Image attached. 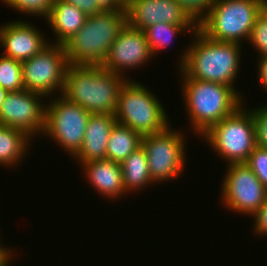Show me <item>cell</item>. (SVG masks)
<instances>
[{"instance_id":"obj_20","label":"cell","mask_w":267,"mask_h":266,"mask_svg":"<svg viewBox=\"0 0 267 266\" xmlns=\"http://www.w3.org/2000/svg\"><path fill=\"white\" fill-rule=\"evenodd\" d=\"M121 169L124 188L128 194L144 190L146 186L154 184L149 173L147 155L142 146L121 163Z\"/></svg>"},{"instance_id":"obj_8","label":"cell","mask_w":267,"mask_h":266,"mask_svg":"<svg viewBox=\"0 0 267 266\" xmlns=\"http://www.w3.org/2000/svg\"><path fill=\"white\" fill-rule=\"evenodd\" d=\"M49 98L45 107L44 137L55 140L72 158L80 151L91 113L62 95ZM52 99V101L50 100Z\"/></svg>"},{"instance_id":"obj_22","label":"cell","mask_w":267,"mask_h":266,"mask_svg":"<svg viewBox=\"0 0 267 266\" xmlns=\"http://www.w3.org/2000/svg\"><path fill=\"white\" fill-rule=\"evenodd\" d=\"M197 29L198 26L157 23L146 28L144 30V34L154 57V55H157L159 52H161L160 50L168 48V45H171V42L174 41L173 38L175 36L186 32L193 34Z\"/></svg>"},{"instance_id":"obj_35","label":"cell","mask_w":267,"mask_h":266,"mask_svg":"<svg viewBox=\"0 0 267 266\" xmlns=\"http://www.w3.org/2000/svg\"><path fill=\"white\" fill-rule=\"evenodd\" d=\"M14 257H12L4 266H10V264L9 263H11L12 261V259H13Z\"/></svg>"},{"instance_id":"obj_3","label":"cell","mask_w":267,"mask_h":266,"mask_svg":"<svg viewBox=\"0 0 267 266\" xmlns=\"http://www.w3.org/2000/svg\"><path fill=\"white\" fill-rule=\"evenodd\" d=\"M181 82L187 118L192 133L199 138L243 105L241 92L225 84L199 79H181Z\"/></svg>"},{"instance_id":"obj_21","label":"cell","mask_w":267,"mask_h":266,"mask_svg":"<svg viewBox=\"0 0 267 266\" xmlns=\"http://www.w3.org/2000/svg\"><path fill=\"white\" fill-rule=\"evenodd\" d=\"M142 137L128 126L116 122L108 140L106 159L121 164L132 152L141 147Z\"/></svg>"},{"instance_id":"obj_31","label":"cell","mask_w":267,"mask_h":266,"mask_svg":"<svg viewBox=\"0 0 267 266\" xmlns=\"http://www.w3.org/2000/svg\"><path fill=\"white\" fill-rule=\"evenodd\" d=\"M258 64L256 67H258L257 72L258 75L257 79L259 80L258 83H260L264 89V91H267V55L258 56Z\"/></svg>"},{"instance_id":"obj_13","label":"cell","mask_w":267,"mask_h":266,"mask_svg":"<svg viewBox=\"0 0 267 266\" xmlns=\"http://www.w3.org/2000/svg\"><path fill=\"white\" fill-rule=\"evenodd\" d=\"M152 58L154 57L144 31L126 24L110 47L102 67L127 78L125 75L127 69L129 71L139 69Z\"/></svg>"},{"instance_id":"obj_19","label":"cell","mask_w":267,"mask_h":266,"mask_svg":"<svg viewBox=\"0 0 267 266\" xmlns=\"http://www.w3.org/2000/svg\"><path fill=\"white\" fill-rule=\"evenodd\" d=\"M32 141L25 132L0 124V166H18Z\"/></svg>"},{"instance_id":"obj_28","label":"cell","mask_w":267,"mask_h":266,"mask_svg":"<svg viewBox=\"0 0 267 266\" xmlns=\"http://www.w3.org/2000/svg\"><path fill=\"white\" fill-rule=\"evenodd\" d=\"M198 24L209 12L215 0H175Z\"/></svg>"},{"instance_id":"obj_15","label":"cell","mask_w":267,"mask_h":266,"mask_svg":"<svg viewBox=\"0 0 267 266\" xmlns=\"http://www.w3.org/2000/svg\"><path fill=\"white\" fill-rule=\"evenodd\" d=\"M37 28L25 20H13L1 25L0 46L4 49L2 55L24 62L39 53L50 42Z\"/></svg>"},{"instance_id":"obj_4","label":"cell","mask_w":267,"mask_h":266,"mask_svg":"<svg viewBox=\"0 0 267 266\" xmlns=\"http://www.w3.org/2000/svg\"><path fill=\"white\" fill-rule=\"evenodd\" d=\"M126 24V7H113L88 16L84 26L63 44L68 63L102 66L110 47Z\"/></svg>"},{"instance_id":"obj_27","label":"cell","mask_w":267,"mask_h":266,"mask_svg":"<svg viewBox=\"0 0 267 266\" xmlns=\"http://www.w3.org/2000/svg\"><path fill=\"white\" fill-rule=\"evenodd\" d=\"M250 110L255 123L256 145L267 149V103Z\"/></svg>"},{"instance_id":"obj_5","label":"cell","mask_w":267,"mask_h":266,"mask_svg":"<svg viewBox=\"0 0 267 266\" xmlns=\"http://www.w3.org/2000/svg\"><path fill=\"white\" fill-rule=\"evenodd\" d=\"M266 4L267 0H215L198 28L213 40L242 45Z\"/></svg>"},{"instance_id":"obj_33","label":"cell","mask_w":267,"mask_h":266,"mask_svg":"<svg viewBox=\"0 0 267 266\" xmlns=\"http://www.w3.org/2000/svg\"><path fill=\"white\" fill-rule=\"evenodd\" d=\"M114 7H126L130 0H108Z\"/></svg>"},{"instance_id":"obj_12","label":"cell","mask_w":267,"mask_h":266,"mask_svg":"<svg viewBox=\"0 0 267 266\" xmlns=\"http://www.w3.org/2000/svg\"><path fill=\"white\" fill-rule=\"evenodd\" d=\"M44 98L26 89L8 92L0 108V124L21 130L32 139L41 136L45 128V102L48 103Z\"/></svg>"},{"instance_id":"obj_24","label":"cell","mask_w":267,"mask_h":266,"mask_svg":"<svg viewBox=\"0 0 267 266\" xmlns=\"http://www.w3.org/2000/svg\"><path fill=\"white\" fill-rule=\"evenodd\" d=\"M10 8L21 14L38 16L46 19L50 14L54 0H1Z\"/></svg>"},{"instance_id":"obj_26","label":"cell","mask_w":267,"mask_h":266,"mask_svg":"<svg viewBox=\"0 0 267 266\" xmlns=\"http://www.w3.org/2000/svg\"><path fill=\"white\" fill-rule=\"evenodd\" d=\"M245 163L267 189V149L256 145Z\"/></svg>"},{"instance_id":"obj_25","label":"cell","mask_w":267,"mask_h":266,"mask_svg":"<svg viewBox=\"0 0 267 266\" xmlns=\"http://www.w3.org/2000/svg\"><path fill=\"white\" fill-rule=\"evenodd\" d=\"M258 56L267 55V4L259 12L248 39Z\"/></svg>"},{"instance_id":"obj_23","label":"cell","mask_w":267,"mask_h":266,"mask_svg":"<svg viewBox=\"0 0 267 266\" xmlns=\"http://www.w3.org/2000/svg\"><path fill=\"white\" fill-rule=\"evenodd\" d=\"M0 88L7 92L24 90L21 62L10 57L0 56Z\"/></svg>"},{"instance_id":"obj_18","label":"cell","mask_w":267,"mask_h":266,"mask_svg":"<svg viewBox=\"0 0 267 266\" xmlns=\"http://www.w3.org/2000/svg\"><path fill=\"white\" fill-rule=\"evenodd\" d=\"M46 23L56 35L55 42L51 43L63 45L83 26L87 16L74 5L62 0H54L50 14L46 18Z\"/></svg>"},{"instance_id":"obj_1","label":"cell","mask_w":267,"mask_h":266,"mask_svg":"<svg viewBox=\"0 0 267 266\" xmlns=\"http://www.w3.org/2000/svg\"><path fill=\"white\" fill-rule=\"evenodd\" d=\"M180 54L178 69L182 79H199L235 88L240 70L241 45L208 38L199 28Z\"/></svg>"},{"instance_id":"obj_10","label":"cell","mask_w":267,"mask_h":266,"mask_svg":"<svg viewBox=\"0 0 267 266\" xmlns=\"http://www.w3.org/2000/svg\"><path fill=\"white\" fill-rule=\"evenodd\" d=\"M68 65L64 45L50 42L39 53L21 62L23 86L45 98L54 97L58 91L56 95H60Z\"/></svg>"},{"instance_id":"obj_6","label":"cell","mask_w":267,"mask_h":266,"mask_svg":"<svg viewBox=\"0 0 267 266\" xmlns=\"http://www.w3.org/2000/svg\"><path fill=\"white\" fill-rule=\"evenodd\" d=\"M160 102L148 87L130 78L120 89L114 117L117 123L128 126L142 136L157 134L170 126Z\"/></svg>"},{"instance_id":"obj_29","label":"cell","mask_w":267,"mask_h":266,"mask_svg":"<svg viewBox=\"0 0 267 266\" xmlns=\"http://www.w3.org/2000/svg\"><path fill=\"white\" fill-rule=\"evenodd\" d=\"M80 9L87 17L103 11H108L114 6L108 0H62Z\"/></svg>"},{"instance_id":"obj_16","label":"cell","mask_w":267,"mask_h":266,"mask_svg":"<svg viewBox=\"0 0 267 266\" xmlns=\"http://www.w3.org/2000/svg\"><path fill=\"white\" fill-rule=\"evenodd\" d=\"M81 167L86 175V181L88 180L87 182L99 195L115 201L127 194L120 163L103 159L81 163Z\"/></svg>"},{"instance_id":"obj_11","label":"cell","mask_w":267,"mask_h":266,"mask_svg":"<svg viewBox=\"0 0 267 266\" xmlns=\"http://www.w3.org/2000/svg\"><path fill=\"white\" fill-rule=\"evenodd\" d=\"M221 201L233 212L252 217L267 200V189L246 163L227 164Z\"/></svg>"},{"instance_id":"obj_14","label":"cell","mask_w":267,"mask_h":266,"mask_svg":"<svg viewBox=\"0 0 267 266\" xmlns=\"http://www.w3.org/2000/svg\"><path fill=\"white\" fill-rule=\"evenodd\" d=\"M126 13L127 24L141 31L157 23L198 26L175 0H130Z\"/></svg>"},{"instance_id":"obj_2","label":"cell","mask_w":267,"mask_h":266,"mask_svg":"<svg viewBox=\"0 0 267 266\" xmlns=\"http://www.w3.org/2000/svg\"><path fill=\"white\" fill-rule=\"evenodd\" d=\"M127 80L102 66L69 64L61 95L91 114L114 115L120 89Z\"/></svg>"},{"instance_id":"obj_32","label":"cell","mask_w":267,"mask_h":266,"mask_svg":"<svg viewBox=\"0 0 267 266\" xmlns=\"http://www.w3.org/2000/svg\"><path fill=\"white\" fill-rule=\"evenodd\" d=\"M7 245H3L0 243V266H4L13 256L14 252L11 247H6Z\"/></svg>"},{"instance_id":"obj_9","label":"cell","mask_w":267,"mask_h":266,"mask_svg":"<svg viewBox=\"0 0 267 266\" xmlns=\"http://www.w3.org/2000/svg\"><path fill=\"white\" fill-rule=\"evenodd\" d=\"M171 126L163 132L142 137L141 146L147 155L154 185L174 178L177 180L186 168L185 132L172 129Z\"/></svg>"},{"instance_id":"obj_34","label":"cell","mask_w":267,"mask_h":266,"mask_svg":"<svg viewBox=\"0 0 267 266\" xmlns=\"http://www.w3.org/2000/svg\"><path fill=\"white\" fill-rule=\"evenodd\" d=\"M7 93L8 92L5 89L0 88V108H1V105L3 104V102L5 100Z\"/></svg>"},{"instance_id":"obj_30","label":"cell","mask_w":267,"mask_h":266,"mask_svg":"<svg viewBox=\"0 0 267 266\" xmlns=\"http://www.w3.org/2000/svg\"><path fill=\"white\" fill-rule=\"evenodd\" d=\"M254 217L253 231L259 237L267 235V200L264 205L252 216ZM262 235V236H261Z\"/></svg>"},{"instance_id":"obj_7","label":"cell","mask_w":267,"mask_h":266,"mask_svg":"<svg viewBox=\"0 0 267 266\" xmlns=\"http://www.w3.org/2000/svg\"><path fill=\"white\" fill-rule=\"evenodd\" d=\"M245 104L201 136L227 164L245 163L256 146L255 123Z\"/></svg>"},{"instance_id":"obj_17","label":"cell","mask_w":267,"mask_h":266,"mask_svg":"<svg viewBox=\"0 0 267 266\" xmlns=\"http://www.w3.org/2000/svg\"><path fill=\"white\" fill-rule=\"evenodd\" d=\"M116 122L114 115L91 114L83 145L73 159L80 164L106 159L108 140Z\"/></svg>"}]
</instances>
